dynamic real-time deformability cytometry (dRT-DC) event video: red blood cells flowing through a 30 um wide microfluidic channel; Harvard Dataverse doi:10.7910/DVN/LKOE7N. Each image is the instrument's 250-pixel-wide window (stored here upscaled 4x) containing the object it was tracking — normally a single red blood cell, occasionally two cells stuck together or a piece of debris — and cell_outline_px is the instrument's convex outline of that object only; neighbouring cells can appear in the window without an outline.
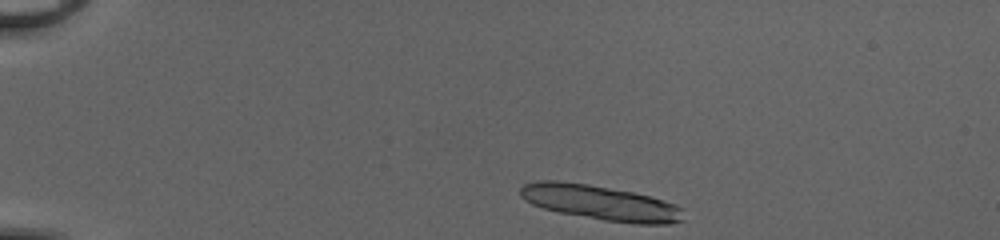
{"species": "common noctule bat (a hibernating species)", "species_latin": "Nyctalus noctula", "temperature_condition": "cold", "stored_images_in_passage": 39, "segment_of_instrument_passage": [1, 2], "camera_frame_rate_fps": 3000, "um_per_image_px": 0.085, "animal": {"sex": "female", "body_mass_g": 20.0, "forearm_length_mm": 54.0}, "frame": {"image": 1, "passage_image": 1, "time_ms": 0.0, "image_size_px": [1000, 240], "cell_outline_px": [[684, 220], [668, 224], [636, 224], [604, 220], [560, 212], [544, 208], [532, 204], [524, 200], [520, 196], [520, 188], [524, 184], [536, 180], [560, 180], [588, 184], [632, 192], [664, 200], [676, 204], [680, 208]], "centroid_in_image_um": [51.01, 17.22], "position_along_channel_um": 34.0, "area_um2": 33.06}}